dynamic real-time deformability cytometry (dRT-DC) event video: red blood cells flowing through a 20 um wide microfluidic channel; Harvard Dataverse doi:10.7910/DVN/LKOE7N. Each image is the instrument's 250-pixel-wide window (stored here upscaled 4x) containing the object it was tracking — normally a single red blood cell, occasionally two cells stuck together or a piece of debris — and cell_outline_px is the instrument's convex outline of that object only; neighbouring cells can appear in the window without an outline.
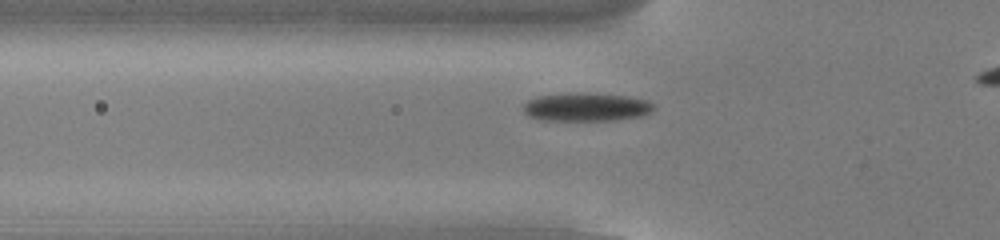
{"species": "common noctule bat (a hibernating species)", "species_latin": "Nyctalus noctula", "temperature_condition": "cold", "stored_images_in_passage": 37, "camera_frame_rate_fps": 3000, "um_per_image_px": 0.085, "animal": {"sex": "male", "body_mass_g": 13.0, "forearm_length_mm": 53.1}, "frame": {"image": 1, "passage_image": 8, "time_ms": 2.333, "image_size_px": [1000, 240], "cell_outline_px": [[656, 108], [652, 112], [644, 116], [612, 120], [540, 120], [528, 116], [524, 112], [524, 104], [528, 100], [540, 96], [576, 92], [580, 92], [628, 96], [648, 100], [656, 104]], "centroid_in_image_um": [49.9, 9.1], "position_along_channel_um": 75.9, "area_um2": 21.79}}
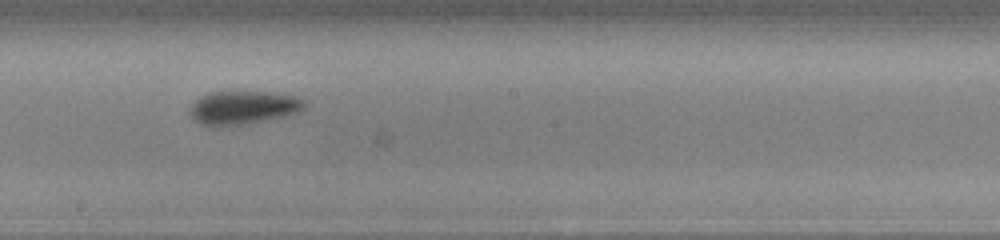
{"frame": {"image": 2, "passage_image": 20, "time_ms": 6.333, "image_size_px": [1000, 240], "cell_outline_px": [[304, 108], [296, 112], [284, 116], [248, 124], [200, 124], [192, 120], [188, 112], [188, 108], [200, 96], [208, 92], [272, 92], [296, 96], [304, 100]], "centroid_in_image_um": [20.63, 9.12], "position_along_channel_um": 227.6, "area_um2": 22.08}}
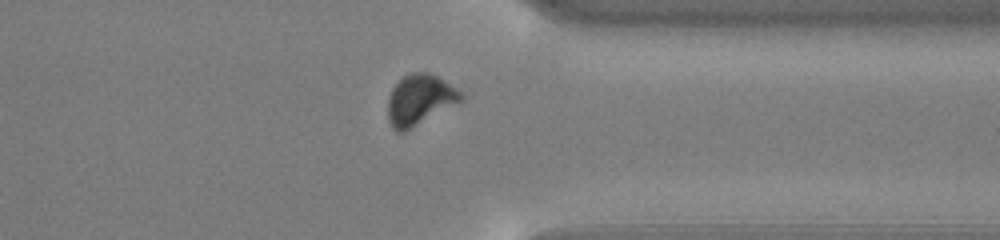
{"frame": {"image": 3, "passage_image": 32, "time_ms": 10.333, "image_size_px": [1000, 240], "cell_outline_px": [[464, 96], [460, 100], [404, 132], [396, 132], [392, 128], [388, 120], [388, 100], [392, 88], [404, 76], [412, 72], [428, 72], [444, 80], [460, 92]], "centroid_in_image_um": [35.61, 8.47], "position_along_channel_um": 375.8, "area_um2": 20.87}, "authors_computed_cell_mechanics": {"area_um2": 21.7906, "velocity_mm_per_s": 3.7964, "shape_relaxation_time_tau1_ms": 1.9164, "shape_relaxation_time_tau2_ms": 1.7229, "deformation_change_tau1": 0.1078, "deformation_change_tau2": 0.0602}}